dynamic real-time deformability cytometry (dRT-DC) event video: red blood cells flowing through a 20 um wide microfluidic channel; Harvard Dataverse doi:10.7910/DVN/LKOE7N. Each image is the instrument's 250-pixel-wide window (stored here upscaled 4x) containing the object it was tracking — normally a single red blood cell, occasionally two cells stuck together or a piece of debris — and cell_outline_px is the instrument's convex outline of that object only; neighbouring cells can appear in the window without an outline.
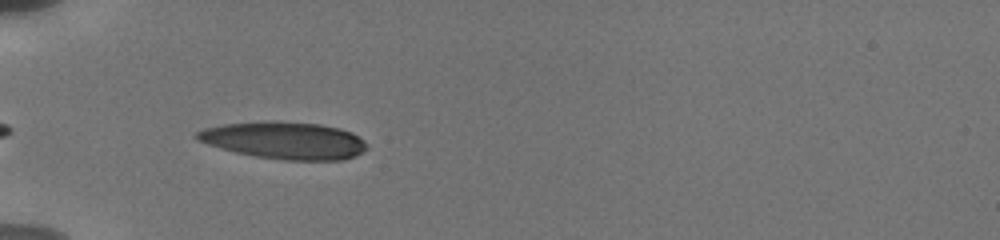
{"species": "human", "species_latin": "Homo sapiens", "temperature_condition": "cold", "stored_images_in_passage": 18, "camera_frame_rate_fps": 3000, "um_per_image_px": 0.085, "donor": {"sex": "male"}, "frame": {"image": 1, "passage_image": 1, "time_ms": 0.0, "image_size_px": [1000, 240], "cell_outline_px": [[368, 148], [352, 156], [340, 160], [288, 160], [256, 156], [236, 152], [208, 144], [200, 140], [196, 136], [196, 132], [204, 128], [224, 124], [320, 124], [340, 128], [352, 132], [364, 140], [368, 144]], "centroid_in_image_um": [24.25, 11.98], "position_along_channel_um": 60.8, "area_um2": 35.2}}
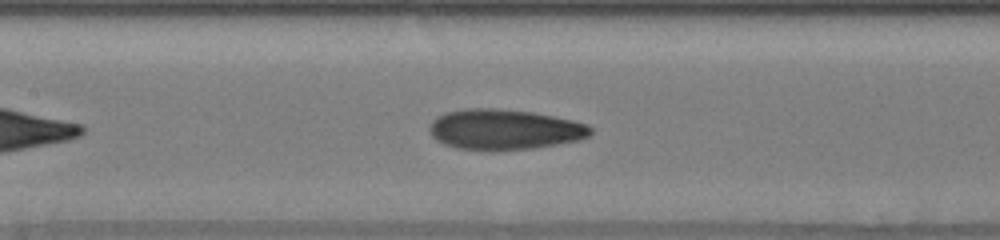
{"frame": {"image": 2, "passage_image": 9, "time_ms": 3.0, "image_size_px": [1000, 240], "cell_outline_px": [[592, 132], [588, 136], [580, 140], [532, 148], [456, 148], [444, 144], [436, 140], [432, 136], [428, 128], [432, 120], [436, 116], [448, 112], [472, 108], [500, 108], [532, 112], [572, 120], [588, 124], [592, 128]], "centroid_in_image_um": [42.87, 10.97], "position_along_channel_um": 164.5, "area_um2": 37.22}}
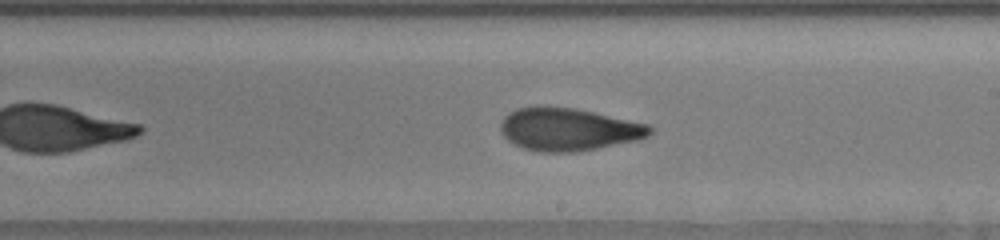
{"frame": {"image": 3, "passage_image": 14, "time_ms": 5.0, "image_size_px": [1000, 240], "cell_outline_px": [[652, 132], [648, 136], [640, 140], [576, 152], [540, 152], [524, 148], [508, 140], [504, 136], [500, 128], [500, 124], [504, 116], [508, 112], [516, 108], [532, 104], [544, 104], [572, 108], [592, 112], [648, 124], [652, 128]], "centroid_in_image_um": [48.27, 10.97], "position_along_channel_um": 240.7, "area_um2": 37.57}}